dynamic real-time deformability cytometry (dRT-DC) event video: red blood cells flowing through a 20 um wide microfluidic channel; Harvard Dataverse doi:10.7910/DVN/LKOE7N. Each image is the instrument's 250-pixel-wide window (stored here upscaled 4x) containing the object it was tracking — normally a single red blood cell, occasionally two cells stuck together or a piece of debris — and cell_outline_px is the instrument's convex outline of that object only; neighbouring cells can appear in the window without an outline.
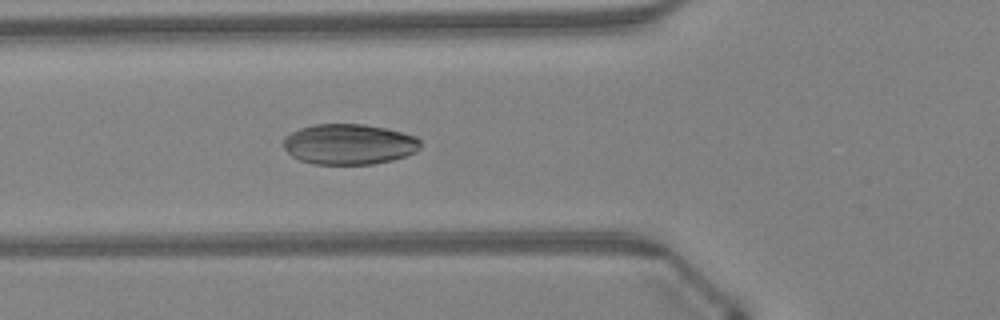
{"species": "Egyptian fruit bat (a non-hibernating species)", "species_latin": "Rousettus aegyptiacus", "temperature_condition": "warm", "stored_images_in_passage": 46, "camera_frame_rate_fps": 3000, "um_per_image_px": 0.085, "animal": {"sex": "female"}, "frame": {"image": 1, "passage_image": 16, "time_ms": 5.0, "image_size_px": [1000, 320], "cell_outline_px": [[420, 148], [416, 152], [392, 160], [372, 164], [312, 164], [300, 160], [292, 156], [284, 148], [284, 136], [300, 128], [316, 124], [364, 124], [388, 128], [416, 136], [420, 140]], "centroid_in_image_um": [29.68, 12.25], "position_along_channel_um": 96.1, "area_um2": 32.48}}
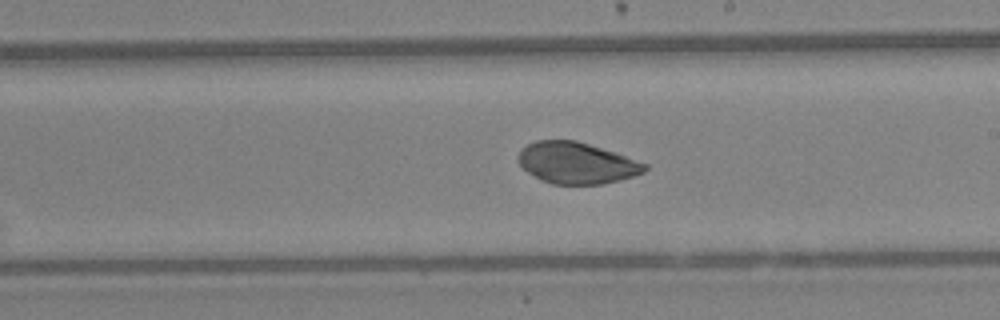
{"frame": {"image": 2, "passage_image": 26, "time_ms": 8.333, "image_size_px": [1000, 320], "cell_outline_px": [[648, 168], [644, 172], [620, 180], [600, 184], [552, 184], [540, 180], [528, 172], [520, 164], [516, 156], [528, 144], [536, 140], [576, 140], [648, 164]], "centroid_in_image_um": [48.99, 13.86], "position_along_channel_um": 240.0, "area_um2": 30.17}}
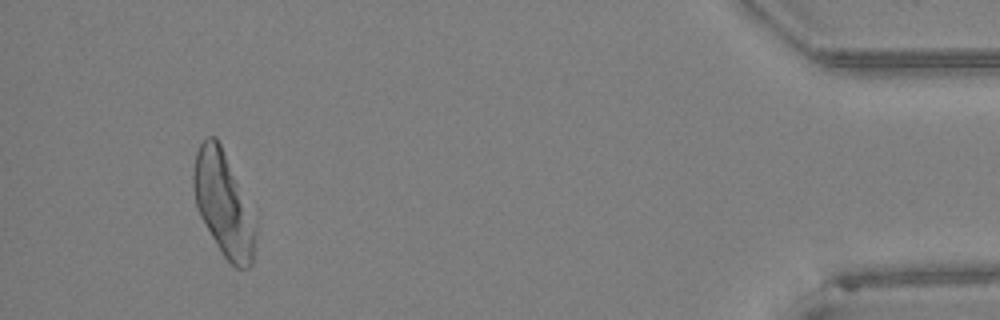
{"frame": {"image": 3, "passage_image": 43, "time_ms": 14.0, "image_size_px": [1000, 320], "cell_outline_px": [[256, 240], [252, 264], [248, 268], [236, 268], [224, 256], [216, 244], [200, 216], [196, 208], [192, 184], [192, 176], [196, 152], [200, 144], [208, 136], [216, 136], [220, 144], [256, 224]], "centroid_in_image_um": [18.97, 17.38], "position_along_channel_um": 416.2, "area_um2": 36.88}}